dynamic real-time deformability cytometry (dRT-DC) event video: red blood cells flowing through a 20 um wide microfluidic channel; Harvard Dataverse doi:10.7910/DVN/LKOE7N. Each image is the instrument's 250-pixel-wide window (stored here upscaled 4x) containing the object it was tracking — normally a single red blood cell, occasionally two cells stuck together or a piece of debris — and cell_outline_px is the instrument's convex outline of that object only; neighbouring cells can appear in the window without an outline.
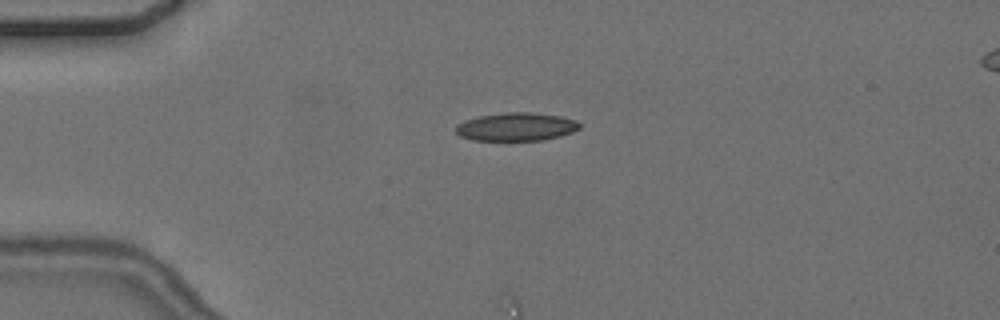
{"species": "common noctule bat (a hibernating species)", "species_latin": "Nyctalus noctula", "temperature_condition": "cold", "stored_images_in_passage": 3, "camera_frame_rate_fps": 3000, "um_per_image_px": 0.085, "animal": {"sex": "female", "body_mass_g": 24.6, "forearm_length_mm": 56.2}, "frame": {"image": 1, "passage_image": 1, "time_ms": 0.0, "image_size_px": [1000, 320], "cell_outline_px": [[580, 128], [572, 132], [560, 136], [544, 140], [472, 140], [460, 136], [456, 132], [456, 124], [464, 120], [480, 116], [504, 112], [532, 112], [560, 116], [576, 120], [580, 124]], "centroid_in_image_um": [43.88, 10.77], "position_along_channel_um": 41.1, "area_um2": 20.4}}